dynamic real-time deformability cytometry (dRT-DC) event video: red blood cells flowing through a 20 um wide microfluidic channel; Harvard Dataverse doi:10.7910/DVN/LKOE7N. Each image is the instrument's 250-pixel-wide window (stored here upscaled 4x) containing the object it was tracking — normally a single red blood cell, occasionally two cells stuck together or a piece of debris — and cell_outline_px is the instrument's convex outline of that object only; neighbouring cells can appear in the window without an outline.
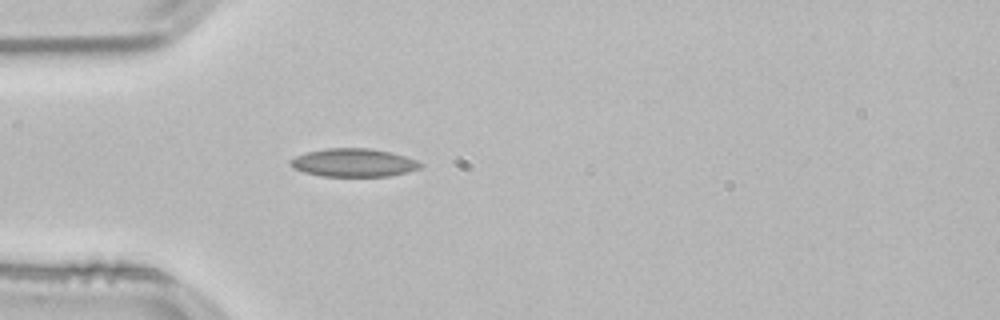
{"species": "common noctule bat (a hibernating species)", "species_latin": "Nyctalus noctula", "temperature_condition": "room temperature", "stored_images_in_passage": 38, "camera_frame_rate_fps": 3000, "um_per_image_px": 0.085, "animal": {"sex": "male", "body_mass_g": 21.5, "forearm_length_mm": 52.0}, "frame": {"image": 1, "passage_image": 1, "time_ms": 0.0, "image_size_px": [1000, 320], "cell_outline_px": [[424, 164], [420, 168], [408, 172], [388, 176], [320, 176], [304, 172], [292, 168], [288, 164], [288, 160], [296, 156], [308, 152], [328, 148], [368, 148], [392, 152], [416, 160]], "centroid_in_image_um": [30.04, 13.83], "position_along_channel_um": 55.0, "area_um2": 21.44}}
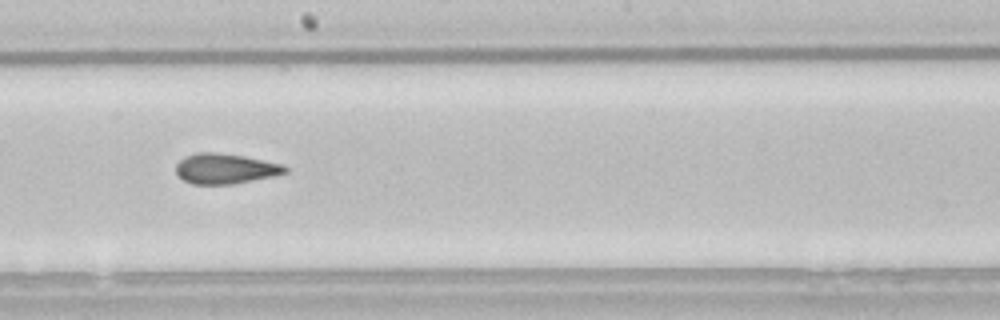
{"frame": {"image": 2, "passage_image": 15, "time_ms": 4.667, "image_size_px": [1000, 320], "cell_outline_px": [[288, 172], [276, 176], [232, 184], [192, 184], [184, 180], [176, 172], [176, 164], [184, 156], [196, 152], [216, 152], [244, 156], [284, 164], [288, 168]], "centroid_in_image_um": [19.18, 14.33], "position_along_channel_um": 229.0, "area_um2": 19.42}}
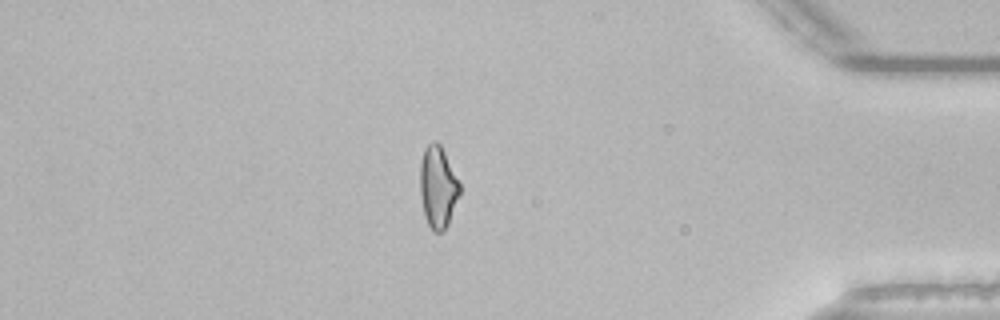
{"frame": {"image": 3, "passage_image": 31, "time_ms": 10.0, "image_size_px": [1000, 320], "cell_outline_px": [[460, 192], [448, 224], [440, 232], [432, 232], [424, 216], [420, 192], [420, 164], [424, 148], [432, 140], [436, 140], [440, 144], [460, 184]], "centroid_in_image_um": [37.2, 15.89], "position_along_channel_um": 398.0, "area_um2": 18.79}, "authors_computed_cell_mechanics": {"area_um2": 19.3052, "velocity_mm_per_s": 3.8466, "shape_relaxation_time_tau1_ms": null, "shape_relaxation_time_tau2_ms": 2.455, "deformation_change_tau1": null, "deformation_change_tau2": 0.097}}